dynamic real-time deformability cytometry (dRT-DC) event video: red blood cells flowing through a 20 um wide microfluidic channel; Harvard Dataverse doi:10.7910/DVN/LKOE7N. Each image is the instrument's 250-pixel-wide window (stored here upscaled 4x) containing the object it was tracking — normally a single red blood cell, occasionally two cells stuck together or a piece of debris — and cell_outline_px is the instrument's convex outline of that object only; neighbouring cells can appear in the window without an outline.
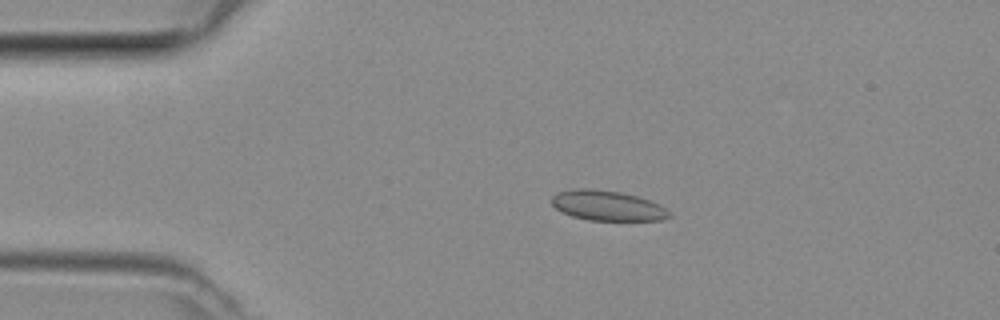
{"species": "common noctule bat (a hibernating species)", "species_latin": "Nyctalus noctula", "temperature_condition": "room temperature", "stored_images_in_passage": 3, "camera_frame_rate_fps": 3000, "um_per_image_px": 0.085, "animal": {"sex": "female", "body_mass_g": 29.2, "forearm_length_mm": 56.3}, "frame": {"image": 1, "passage_image": 2, "time_ms": 0.333, "image_size_px": [1000, 320], "cell_outline_px": [[672, 216], [664, 220], [588, 220], [572, 216], [556, 208], [552, 204], [552, 196], [556, 192], [572, 188], [592, 188], [620, 192], [636, 196], [660, 204]], "centroid_in_image_um": [51.6, 17.47], "position_along_channel_um": 33.4, "area_um2": 20.58}}